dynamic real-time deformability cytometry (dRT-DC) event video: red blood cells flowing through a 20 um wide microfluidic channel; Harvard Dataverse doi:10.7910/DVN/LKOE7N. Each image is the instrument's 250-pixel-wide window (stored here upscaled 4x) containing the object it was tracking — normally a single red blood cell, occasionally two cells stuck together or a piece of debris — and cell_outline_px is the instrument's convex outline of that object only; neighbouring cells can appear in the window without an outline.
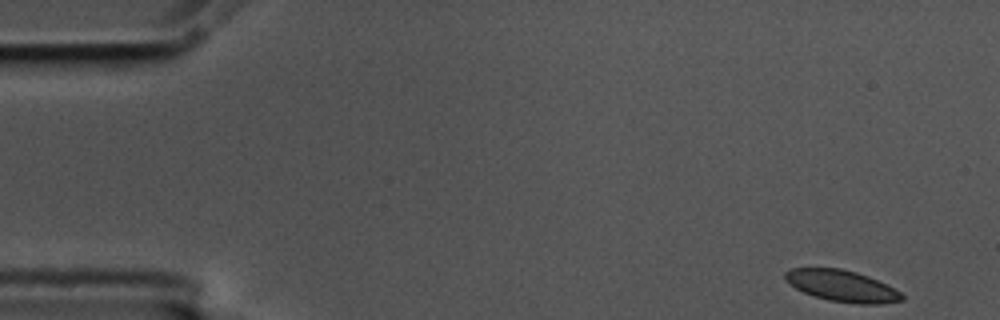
{"species": "common noctule bat (a hibernating species)", "species_latin": "Nyctalus noctula", "temperature_condition": "cold", "stored_images_in_passage": 11, "camera_frame_rate_fps": 3000, "um_per_image_px": 0.085, "animal": {"sex": "male", "body_mass_g": 17.5, "forearm_length_mm": 52.3}, "frame": {"image": 1, "passage_image": 1, "time_ms": 0.0, "image_size_px": [1000, 320], "cell_outline_px": [[904, 300], [880, 304], [856, 304], [828, 300], [804, 292], [796, 288], [784, 280], [784, 272], [792, 268], [840, 268], [856, 272], [868, 276], [900, 292], [904, 296]], "centroid_in_image_um": [71.54, 24.3], "position_along_channel_um": 13.5, "area_um2": 21.21}}